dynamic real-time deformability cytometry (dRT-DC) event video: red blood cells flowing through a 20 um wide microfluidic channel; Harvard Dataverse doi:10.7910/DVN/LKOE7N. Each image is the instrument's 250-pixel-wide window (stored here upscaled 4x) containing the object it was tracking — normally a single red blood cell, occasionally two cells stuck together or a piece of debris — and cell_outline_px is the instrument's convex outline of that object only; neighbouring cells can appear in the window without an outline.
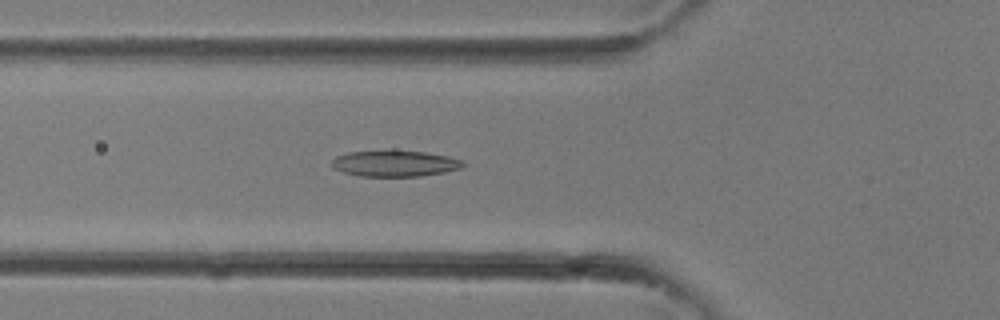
{"species": "common noctule bat (a hibernating species)", "species_latin": "Nyctalus noctula", "temperature_condition": "room temperature", "stored_images_in_passage": 33, "camera_frame_rate_fps": 3000, "um_per_image_px": 0.085, "animal": {"sex": "female"}, "frame": {"image": 1, "passage_image": 12, "time_ms": 3.667, "image_size_px": [1000, 320], "cell_outline_px": [[464, 164], [460, 168], [444, 172], [420, 176], [360, 176], [344, 172], [336, 168], [332, 164], [332, 160], [336, 156], [348, 152], [424, 152], [448, 156], [460, 160]], "centroid_in_image_um": [33.56, 13.91], "position_along_channel_um": 92.2, "area_um2": 19.19}}
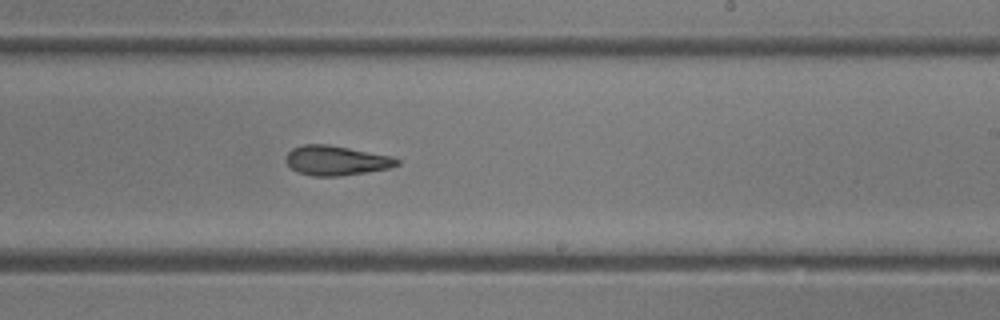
{"frame": {"image": 2, "passage_image": 20, "time_ms": 6.333, "image_size_px": [1000, 320], "cell_outline_px": [[400, 164], [388, 168], [340, 176], [312, 176], [296, 172], [284, 160], [288, 152], [292, 148], [304, 144], [328, 144], [392, 156], [400, 160]], "centroid_in_image_um": [28.55, 13.64], "position_along_channel_um": 260.5, "area_um2": 19.19}}
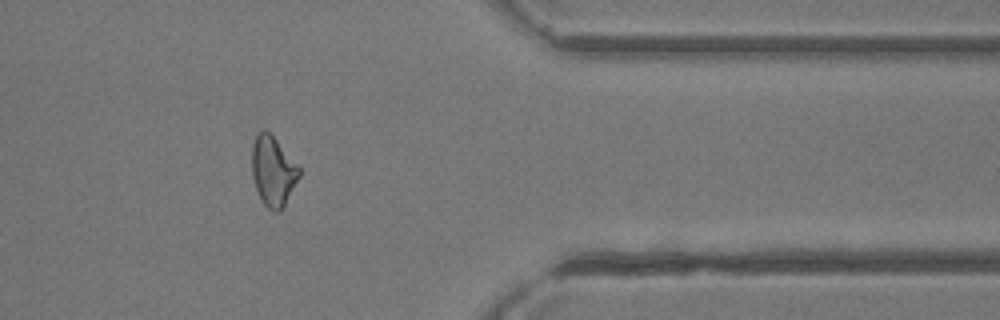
{"frame": {"image": 3, "passage_image": 27, "time_ms": 8.667, "image_size_px": [1000, 320], "cell_outline_px": [[300, 176], [284, 208], [280, 212], [272, 212], [264, 204], [256, 188], [252, 176], [252, 144], [256, 132], [264, 128], [276, 140], [300, 168]], "centroid_in_image_um": [23.2, 14.56], "position_along_channel_um": 388.2, "area_um2": 19.31}}